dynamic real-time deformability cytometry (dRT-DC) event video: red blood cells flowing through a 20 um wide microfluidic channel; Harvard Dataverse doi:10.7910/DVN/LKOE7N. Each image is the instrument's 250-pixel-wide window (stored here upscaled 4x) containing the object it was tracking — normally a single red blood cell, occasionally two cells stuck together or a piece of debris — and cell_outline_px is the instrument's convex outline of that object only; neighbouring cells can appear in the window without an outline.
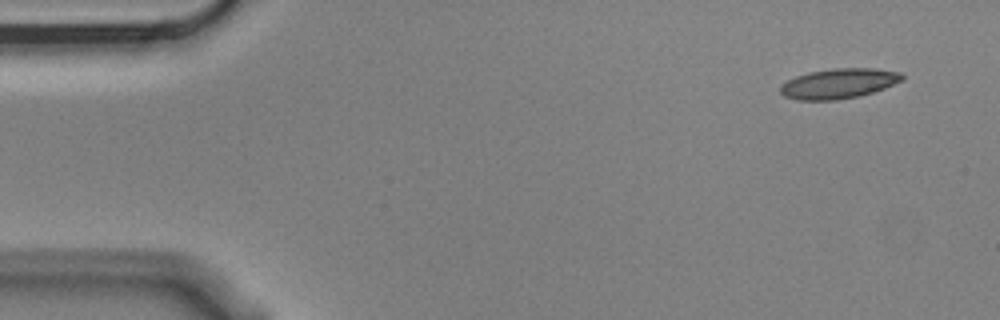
{"species": "Egyptian fruit bat (a non-hibernating species)", "species_latin": "Rousettus aegyptiacus", "temperature_condition": "cold", "stored_images_in_passage": 8, "camera_frame_rate_fps": 3000, "um_per_image_px": 0.085, "animal": {"sex": "male"}, "frame": {"image": 1, "passage_image": 1, "time_ms": 0.0, "image_size_px": [1000, 320], "cell_outline_px": [[904, 80], [884, 88], [860, 96], [836, 100], [796, 100], [784, 96], [780, 92], [780, 88], [788, 80], [796, 76], [808, 72], [832, 68], [876, 68], [900, 72], [904, 76]], "centroid_in_image_um": [71.31, 7.09], "position_along_channel_um": 13.7, "area_um2": 21.39}}
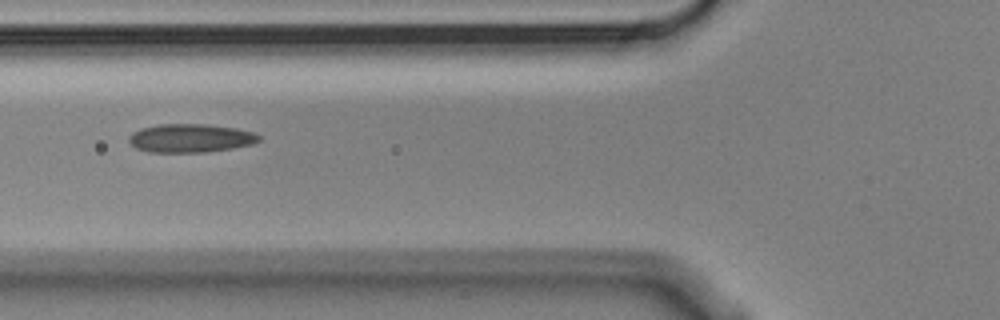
{"frame": {"image": 2, "passage_image": 6, "time_ms": 1.667, "image_size_px": [1000, 320], "cell_outline_px": [[260, 140], [252, 144], [232, 148], [204, 152], [148, 152], [136, 148], [128, 140], [128, 136], [132, 132], [140, 128], [160, 124], [204, 124], [236, 128], [252, 132], [260, 136]], "centroid_in_image_um": [16.15, 11.74], "position_along_channel_um": 109.6, "area_um2": 21.56}}
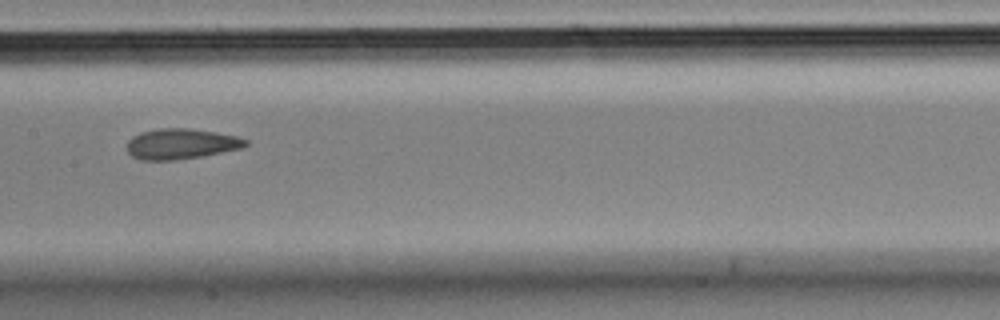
{"frame": {"image": 3, "passage_image": 8, "time_ms": 2.333, "image_size_px": [1000, 320], "cell_outline_px": [[248, 144], [240, 148], [200, 156], [176, 160], [140, 160], [132, 156], [128, 152], [128, 140], [132, 136], [140, 132], [160, 128], [188, 128], [216, 132], [236, 136], [248, 140]], "centroid_in_image_um": [15.35, 12.22], "position_along_channel_um": 192.0, "area_um2": 20.92}}